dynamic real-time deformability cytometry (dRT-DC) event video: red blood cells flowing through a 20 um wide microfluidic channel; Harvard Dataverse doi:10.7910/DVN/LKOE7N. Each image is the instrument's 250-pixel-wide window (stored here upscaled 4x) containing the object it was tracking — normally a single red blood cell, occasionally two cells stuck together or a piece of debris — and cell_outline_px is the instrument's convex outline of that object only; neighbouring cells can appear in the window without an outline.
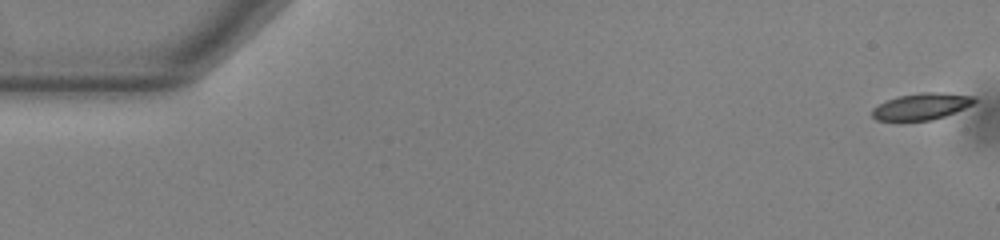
{"species": "common noctule bat (a hibernating species)", "species_latin": "Nyctalus noctula", "temperature_condition": "warm", "stored_images_in_passage": 51, "camera_frame_rate_fps": 3000, "um_per_image_px": 0.085, "animal": {"sex": "male", "body_mass_g": 13.0, "forearm_length_mm": 53.1}, "frame": {"image": 1, "passage_image": 1, "time_ms": 0.0, "image_size_px": [1000, 240], "cell_outline_px": [[976, 100], [972, 104], [964, 108], [944, 116], [932, 120], [876, 120], [872, 116], [872, 108], [888, 100], [900, 96], [920, 92], [944, 92], [976, 96]], "centroid_in_image_um": [78.35, 9.03], "position_along_channel_um": 6.6, "area_um2": 15.66}}
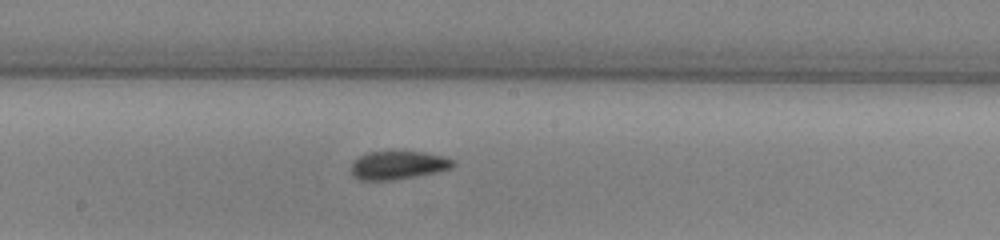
{"frame": {"image": 2, "passage_image": 29, "time_ms": 9.333, "image_size_px": [1000, 240], "cell_outline_px": [[456, 164], [452, 168], [436, 172], [396, 180], [360, 180], [352, 176], [348, 168], [356, 156], [368, 152], [424, 152], [444, 156], [452, 160]], "centroid_in_image_um": [33.77, 14.05], "position_along_channel_um": 214.4, "area_um2": 17.11}}
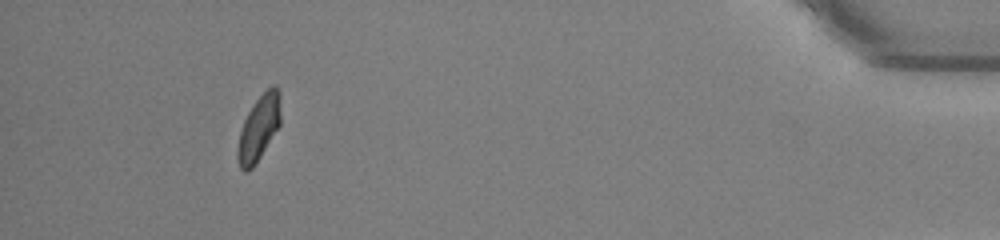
{"frame": {"image": 3, "passage_image": 50, "time_ms": 16.333, "image_size_px": [1000, 240], "cell_outline_px": [[280, 124], [252, 168], [244, 172], [240, 168], [236, 156], [236, 152], [240, 132], [244, 120], [252, 104], [272, 84], [276, 84], [280, 92]], "centroid_in_image_um": [21.99, 10.85], "position_along_channel_um": 413.2, "area_um2": 16.18}}